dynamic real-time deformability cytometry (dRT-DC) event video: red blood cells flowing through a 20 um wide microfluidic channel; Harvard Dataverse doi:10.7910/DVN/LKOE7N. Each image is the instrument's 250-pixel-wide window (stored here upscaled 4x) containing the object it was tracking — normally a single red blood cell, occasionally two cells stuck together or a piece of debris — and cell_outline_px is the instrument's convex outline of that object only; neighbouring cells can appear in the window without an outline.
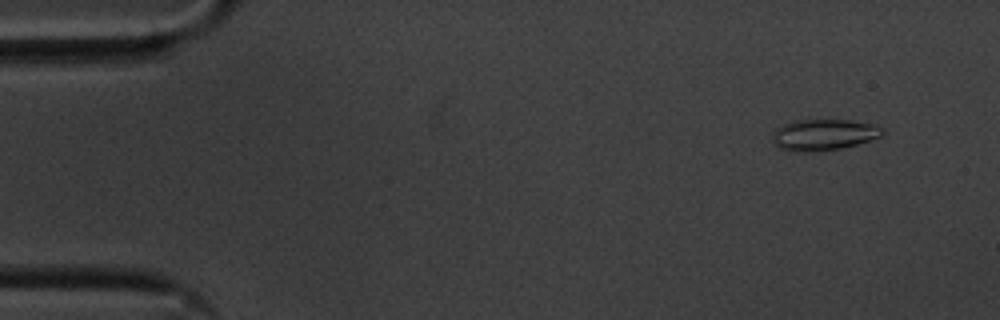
{"species": "common noctule bat (a hibernating species)", "species_latin": "Nyctalus noctula", "temperature_condition": "cold", "stored_images_in_passage": 56, "camera_frame_rate_fps": 3000, "um_per_image_px": 0.085, "animal": {"sex": "male", "body_mass_g": 20.1, "forearm_length_mm": 53.5}, "frame": {"image": 1, "passage_image": 5, "time_ms": 1.333, "image_size_px": [1000, 320], "cell_outline_px": [[884, 132], [880, 136], [856, 144], [840, 148], [808, 152], [796, 152], [780, 148], [772, 140], [772, 132], [776, 128], [784, 124], [808, 116], [848, 120], [872, 124], [880, 128]], "centroid_in_image_um": [69.93, 11.4], "position_along_channel_um": 15.1, "area_um2": 20.4}}
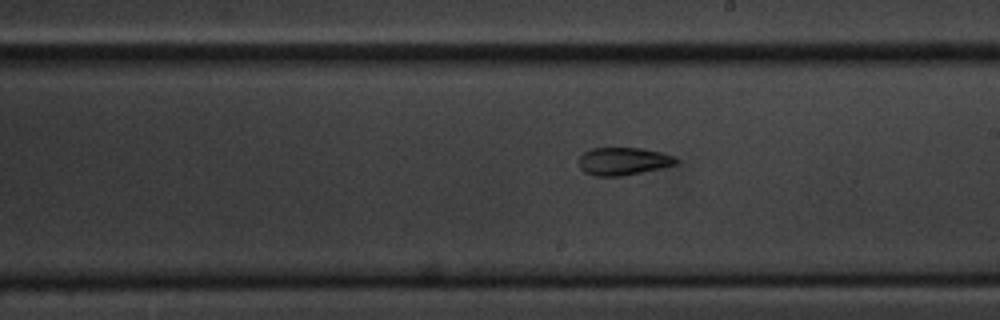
{"frame": {"image": 2, "passage_image": 32, "time_ms": 10.333, "image_size_px": [1000, 320], "cell_outline_px": [[680, 160], [676, 164], [660, 168], [624, 176], [596, 176], [584, 172], [580, 168], [580, 156], [584, 152], [592, 148], [640, 148], [660, 152], [672, 156]], "centroid_in_image_um": [52.97, 13.71], "position_along_channel_um": 236.0, "area_um2": 15.61}}
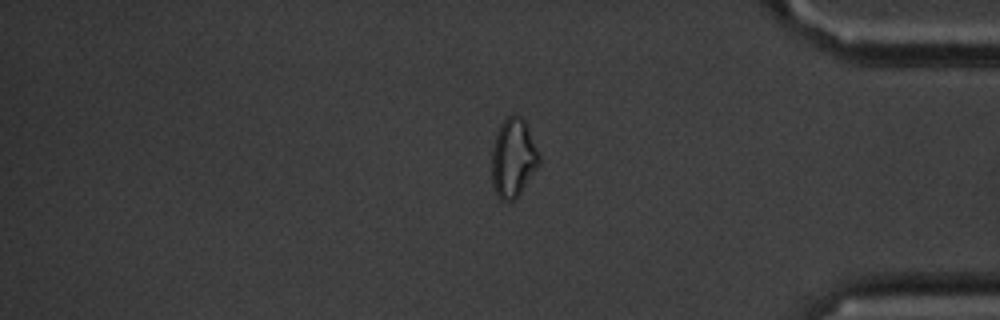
{"frame": {"image": 3, "passage_image": 47, "time_ms": 15.333, "image_size_px": [1000, 320], "cell_outline_px": [[540, 164], [520, 192], [512, 200], [500, 200], [496, 196], [492, 184], [492, 148], [500, 124], [512, 112], [520, 116], [524, 120], [528, 128], [540, 156]], "centroid_in_image_um": [43.61, 13.41], "position_along_channel_um": 391.6, "area_um2": 21.62}, "authors_computed_cell_mechanics": {"area_um2": 18.1492, "velocity_mm_per_s": 3.5781, "shape_relaxation_time_tau1_ms": null, "shape_relaxation_time_tau2_ms": 8.0986, "deformation_change_tau1": null, "deformation_change_tau2": 0.1378}}